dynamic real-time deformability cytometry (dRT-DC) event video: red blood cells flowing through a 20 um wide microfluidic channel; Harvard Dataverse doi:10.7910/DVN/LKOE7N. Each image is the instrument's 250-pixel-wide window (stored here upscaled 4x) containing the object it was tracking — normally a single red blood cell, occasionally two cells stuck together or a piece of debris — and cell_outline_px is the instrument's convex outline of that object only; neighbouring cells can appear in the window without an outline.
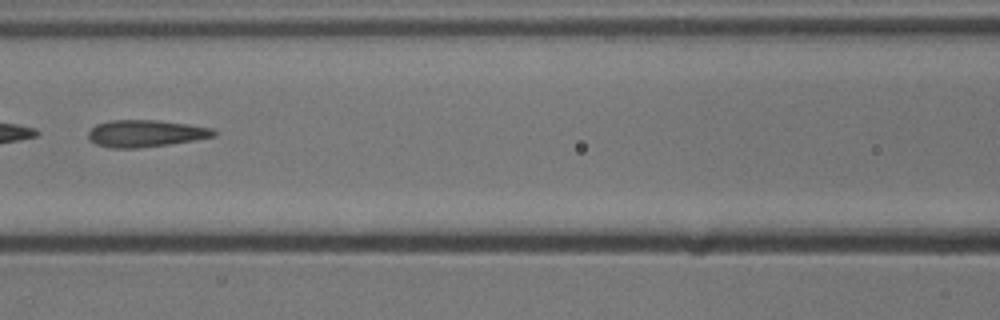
{"species": "common noctule bat (a hibernating species)", "species_latin": "Nyctalus noctula", "temperature_condition": "cold", "stored_images_in_passage": 6, "camera_frame_rate_fps": 3000, "um_per_image_px": 0.085, "animal": {"sex": "male", "body_mass_g": 13.3}, "frame": {"image": 1, "passage_image": 5, "time_ms": 1.333, "image_size_px": [1000, 320], "cell_outline_px": [[216, 136], [168, 144], [136, 148], [112, 148], [96, 144], [88, 136], [88, 132], [96, 124], [112, 120], [156, 120], [188, 124], [212, 128], [216, 132]], "centroid_in_image_um": [12.37, 11.33], "position_along_channel_um": 154.2, "area_um2": 19.48}}
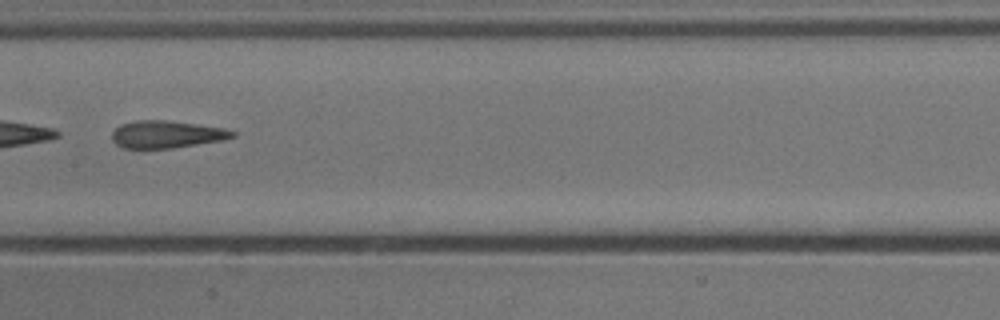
{"frame": {"image": 2, "passage_image": 6, "time_ms": 1.667, "image_size_px": [1000, 320], "cell_outline_px": [[236, 136], [224, 140], [172, 148], [124, 148], [116, 144], [112, 140], [112, 132], [120, 124], [136, 120], [164, 120], [196, 124], [224, 128], [236, 132]], "centroid_in_image_um": [14.16, 11.42], "position_along_channel_um": 193.2, "area_um2": 19.19}}